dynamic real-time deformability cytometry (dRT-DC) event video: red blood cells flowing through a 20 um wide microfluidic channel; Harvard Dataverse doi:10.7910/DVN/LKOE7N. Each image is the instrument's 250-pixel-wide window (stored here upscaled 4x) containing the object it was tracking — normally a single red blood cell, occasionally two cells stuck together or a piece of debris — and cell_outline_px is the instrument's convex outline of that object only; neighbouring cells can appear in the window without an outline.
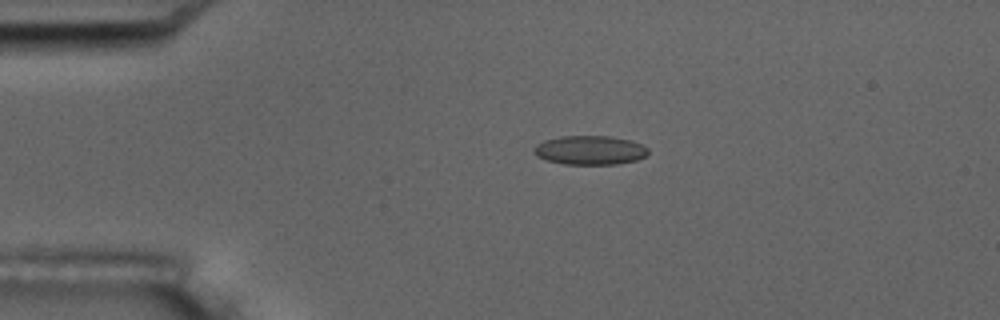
{"species": "common noctule bat (a hibernating species)", "species_latin": "Nyctalus noctula", "temperature_condition": "room temperature", "stored_images_in_passage": 4, "camera_frame_rate_fps": 3000, "um_per_image_px": 0.085, "animal": {"sex": "male", "body_mass_g": 17.5, "forearm_length_mm": 52.3}, "frame": {"image": 1, "passage_image": 3, "time_ms": 3.0, "image_size_px": [1000, 320], "cell_outline_px": [[648, 152], [644, 156], [636, 160], [616, 164], [564, 164], [548, 160], [536, 156], [532, 148], [536, 144], [544, 140], [560, 136], [608, 136], [632, 140], [648, 148]], "centroid_in_image_um": [50.12, 12.76], "position_along_channel_um": 34.9, "area_um2": 19.31}}